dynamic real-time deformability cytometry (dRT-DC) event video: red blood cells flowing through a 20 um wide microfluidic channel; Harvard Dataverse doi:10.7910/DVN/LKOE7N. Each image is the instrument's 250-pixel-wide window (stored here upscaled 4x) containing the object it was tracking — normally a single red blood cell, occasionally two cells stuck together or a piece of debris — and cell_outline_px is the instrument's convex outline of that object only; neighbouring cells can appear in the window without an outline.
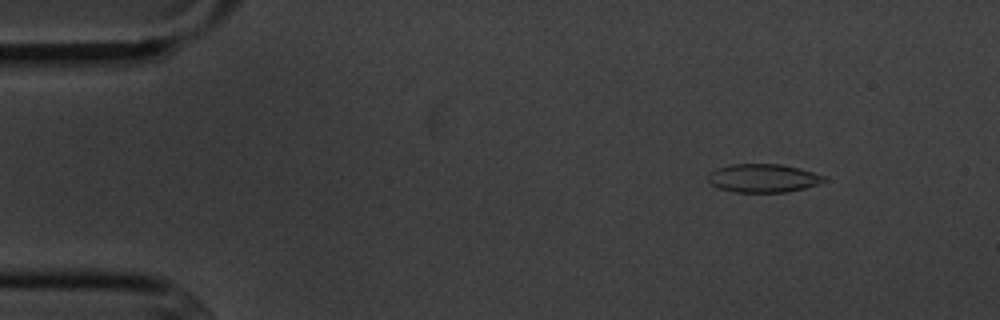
{"species": "common noctule bat (a hibernating species)", "species_latin": "Nyctalus noctula", "temperature_condition": "cold", "stored_images_in_passage": 9, "camera_frame_rate_fps": 3000, "um_per_image_px": 0.085, "animal": {"sex": "male", "body_mass_g": 20.1, "forearm_length_mm": 53.5}, "frame": {"image": 1, "passage_image": 2, "time_ms": 1.0, "image_size_px": [1000, 320], "cell_outline_px": [[828, 180], [804, 188], [784, 192], [736, 192], [720, 188], [712, 184], [708, 180], [708, 172], [716, 168], [732, 164], [780, 164], [800, 168], [828, 176]], "centroid_in_image_um": [64.89, 15.13], "position_along_channel_um": 20.1, "area_um2": 19.25}}
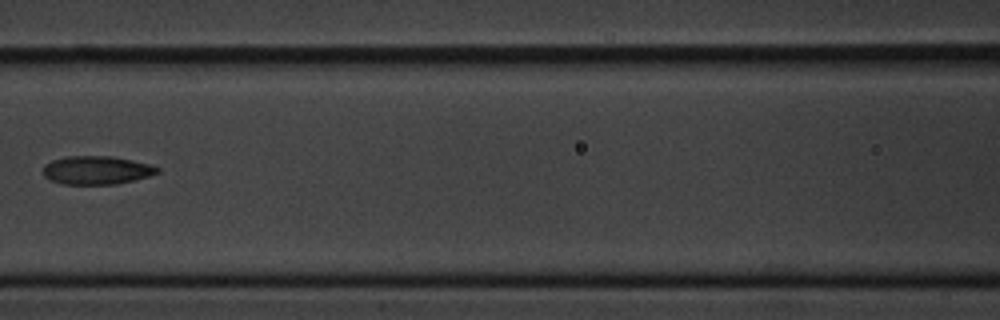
{"frame": {"image": 2, "passage_image": 7, "time_ms": 7.0, "image_size_px": [1000, 320], "cell_outline_px": [[160, 172], [148, 176], [116, 184], [64, 184], [48, 180], [44, 176], [44, 164], [52, 160], [68, 156], [112, 156], [152, 164], [160, 168]], "centroid_in_image_um": [8.21, 14.46], "position_along_channel_um": 158.4, "area_um2": 18.96}}
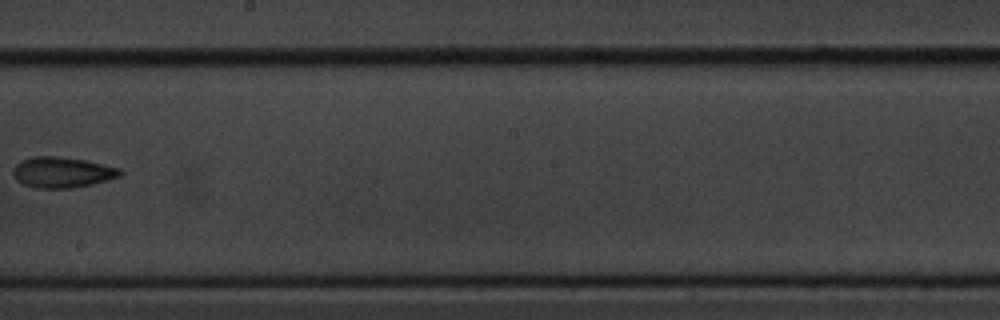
{"frame": {"image": 3, "passage_image": 9, "time_ms": 9.333, "image_size_px": [1000, 320], "cell_outline_px": [[124, 172], [120, 176], [108, 180], [92, 184], [72, 188], [36, 188], [24, 184], [16, 180], [12, 172], [12, 168], [20, 160], [32, 156], [56, 156], [84, 160], [120, 168]], "centroid_in_image_um": [5.26, 14.64], "position_along_channel_um": 242.9, "area_um2": 19.25}}